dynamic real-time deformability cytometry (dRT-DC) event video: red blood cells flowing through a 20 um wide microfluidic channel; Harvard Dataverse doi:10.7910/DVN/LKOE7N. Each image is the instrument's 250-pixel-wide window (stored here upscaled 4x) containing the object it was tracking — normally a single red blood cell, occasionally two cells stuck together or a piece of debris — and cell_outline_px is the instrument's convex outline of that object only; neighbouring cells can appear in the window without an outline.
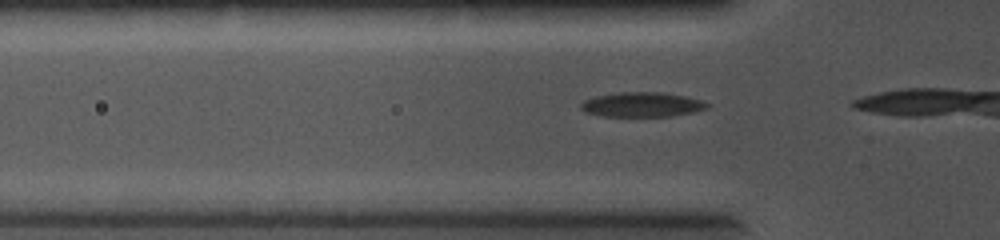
{"species": "common noctule bat (a hibernating species)", "species_latin": "Nyctalus noctula", "temperature_condition": "cold", "stored_images_in_passage": 7, "camera_frame_rate_fps": 5000, "um_per_image_px": 0.085, "animal": {"sex": "female", "body_mass_g": 19.0, "forearm_length_mm": 56.7}, "frame": {"image": 1, "passage_image": 4, "time_ms": 0.6, "image_size_px": [1000, 240], "cell_outline_px": [[712, 104], [708, 108], [692, 112], [672, 116], [604, 116], [584, 112], [580, 108], [580, 104], [584, 100], [596, 96], [620, 92], [664, 92], [684, 96], [700, 100]], "centroid_in_image_um": [54.57, 8.89], "position_along_channel_um": 71.2, "area_um2": 18.15}}